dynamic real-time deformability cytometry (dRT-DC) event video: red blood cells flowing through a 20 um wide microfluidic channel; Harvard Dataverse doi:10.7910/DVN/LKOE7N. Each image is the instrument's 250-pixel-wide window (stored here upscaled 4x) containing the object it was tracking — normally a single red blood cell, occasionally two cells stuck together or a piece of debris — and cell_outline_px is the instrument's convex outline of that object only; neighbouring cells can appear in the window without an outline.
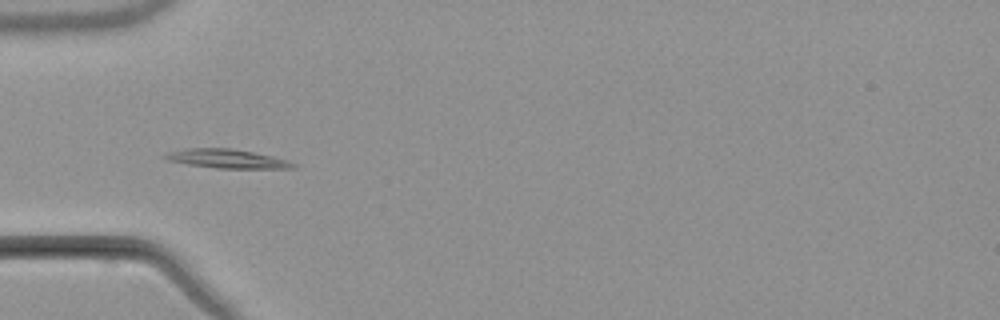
{"species": "common noctule bat (a hibernating species)", "species_latin": "Nyctalus noctula", "temperature_condition": "warm", "stored_images_in_passage": 5, "camera_frame_rate_fps": 3000, "um_per_image_px": 0.085, "animal": {"sex": "male", "body_mass_g": 21.5, "forearm_length_mm": 52.0}, "frame": {"image": 1, "passage_image": 4, "time_ms": 4.333, "image_size_px": [1000, 320], "cell_outline_px": [[296, 168], [216, 168], [188, 164], [168, 160], [160, 156], [168, 152], [184, 148], [232, 148], [272, 156], [288, 160], [296, 164]], "centroid_in_image_um": [19.26, 13.48], "position_along_channel_um": 65.7, "area_um2": 14.1}}
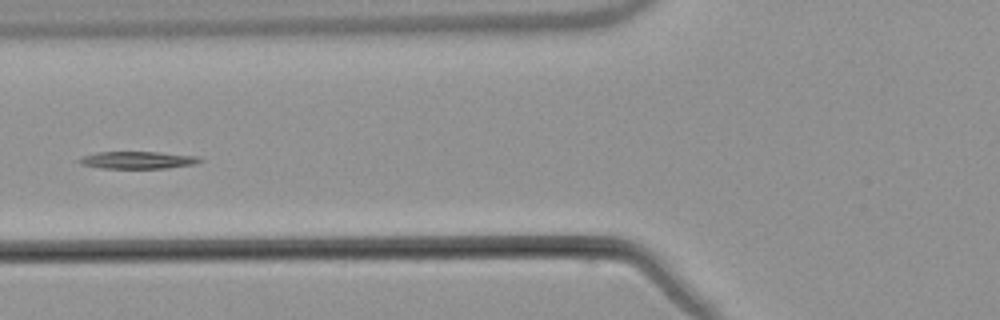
{"frame": {"image": 2, "passage_image": 5, "time_ms": 5.667, "image_size_px": [1000, 320], "cell_outline_px": [[204, 160], [196, 164], [168, 168], [100, 168], [80, 164], [76, 160], [84, 156], [96, 152], [156, 152], [196, 156]], "centroid_in_image_um": [11.69, 13.61], "position_along_channel_um": 114.1, "area_um2": 12.14}}